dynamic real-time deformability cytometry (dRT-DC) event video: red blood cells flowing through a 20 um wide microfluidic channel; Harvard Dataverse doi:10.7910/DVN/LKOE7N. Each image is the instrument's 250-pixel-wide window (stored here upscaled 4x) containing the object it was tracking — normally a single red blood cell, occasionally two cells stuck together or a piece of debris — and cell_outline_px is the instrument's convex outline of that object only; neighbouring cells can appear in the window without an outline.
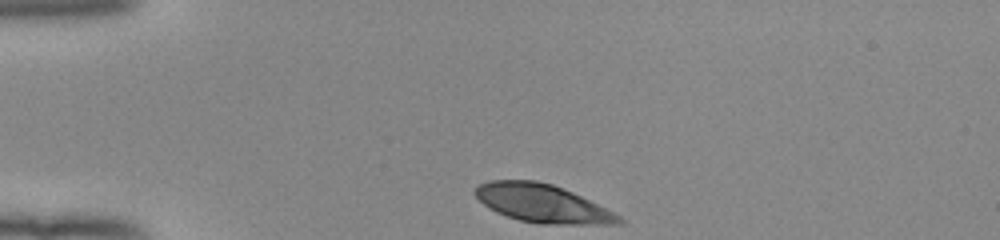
{"species": "human", "species_latin": "Homo sapiens", "temperature_condition": "room temperature", "stored_images_in_passage": 33, "camera_frame_rate_fps": 3000, "um_per_image_px": 0.085, "donor": {"sex": "female"}, "frame": {"image": 1, "passage_image": 1, "time_ms": 0.0, "image_size_px": [1000, 240], "cell_outline_px": [[624, 224], [536, 224], [520, 220], [496, 212], [488, 208], [472, 192], [480, 184], [492, 180], [536, 180], [552, 184], [572, 192], [620, 216], [624, 220]], "centroid_in_image_um": [46.08, 17.3], "position_along_channel_um": 38.9, "area_um2": 31.67}}
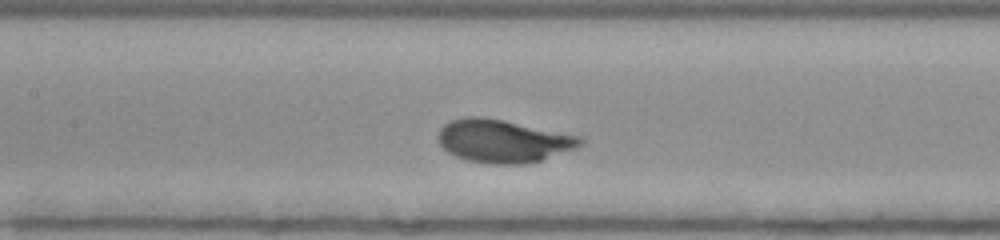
{"frame": {"image": 2, "passage_image": 14, "time_ms": 4.333, "image_size_px": [1000, 240], "cell_outline_px": [[584, 144], [576, 148], [540, 160], [524, 164], [492, 164], [468, 160], [456, 156], [448, 152], [440, 144], [440, 128], [444, 124], [452, 120], [468, 116], [476, 116], [500, 120], [584, 136]], "centroid_in_image_um": [42.81, 11.99], "position_along_channel_um": 164.6, "area_um2": 35.2}}
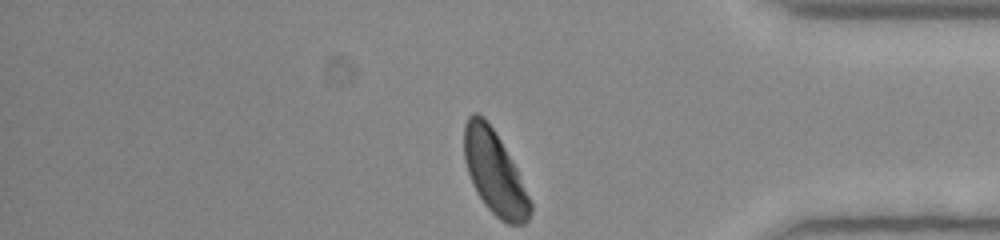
{"frame": {"image": 3, "passage_image": 33, "time_ms": 10.667, "image_size_px": [1000, 240], "cell_outline_px": [[532, 212], [528, 220], [524, 224], [508, 224], [500, 220], [484, 204], [476, 192], [472, 184], [464, 160], [464, 124], [468, 116], [472, 112], [476, 112], [484, 116], [500, 140], [516, 168], [532, 204]], "centroid_in_image_um": [42.02, 14.67], "position_along_channel_um": 393.2, "area_um2": 32.02}, "authors_computed_cell_mechanics": {"area_um2": 32.368, "velocity_mm_per_s": 3.9098, "shape_relaxation_time_tau1_ms": 2.8015, "shape_relaxation_time_tau2_ms": null, "deformation_change_tau1": 0.1618, "deformation_change_tau2": null}}